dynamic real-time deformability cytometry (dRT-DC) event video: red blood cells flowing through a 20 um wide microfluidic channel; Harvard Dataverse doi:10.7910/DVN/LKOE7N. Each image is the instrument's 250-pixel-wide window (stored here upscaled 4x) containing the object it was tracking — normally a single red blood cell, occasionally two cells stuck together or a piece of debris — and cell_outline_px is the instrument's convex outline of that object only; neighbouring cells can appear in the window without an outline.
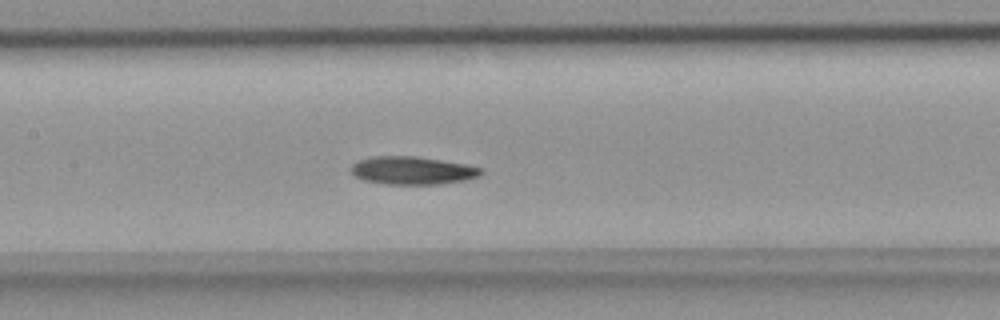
{"species": "common noctule bat (a hibernating species)", "species_latin": "Nyctalus noctula", "temperature_condition": "room temperature", "stored_images_in_passage": 37, "camera_frame_rate_fps": 3000, "um_per_image_px": 0.085, "animal": {"sex": "female", "body_mass_g": 18.4}, "frame": {"image": 1, "passage_image": 13, "time_ms": 4.0, "image_size_px": [1000, 320], "cell_outline_px": [[484, 172], [480, 176], [464, 180], [440, 184], [388, 184], [364, 180], [356, 176], [352, 172], [352, 164], [360, 160], [372, 156], [416, 156], [464, 164], [484, 168]], "centroid_in_image_um": [35.1, 14.49], "position_along_channel_um": 172.3, "area_um2": 21.04}}
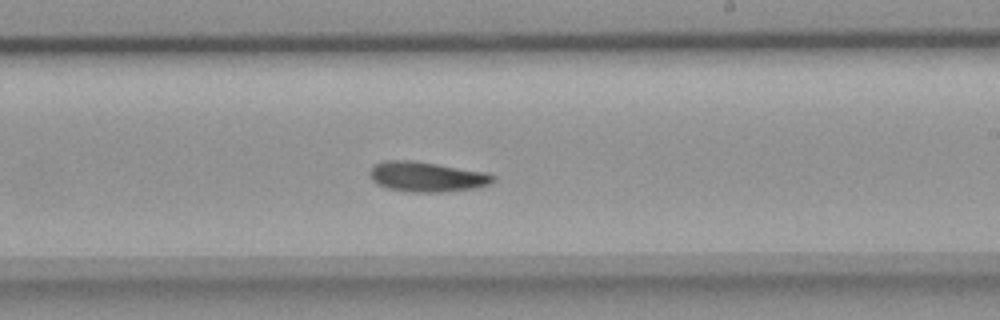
{"frame": {"image": 2, "passage_image": 19, "time_ms": 6.0, "image_size_px": [1000, 320], "cell_outline_px": [[496, 180], [492, 184], [480, 188], [444, 192], [408, 192], [388, 188], [372, 180], [368, 172], [376, 164], [384, 160], [412, 160], [484, 172], [496, 176]], "centroid_in_image_um": [36.33, 15.04], "position_along_channel_um": 252.7, "area_um2": 21.68}}
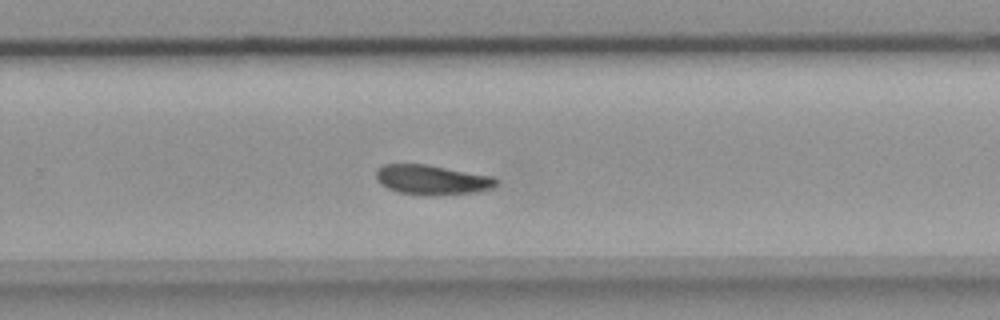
{"frame": {"image": 3, "passage_image": 22, "time_ms": 7.0, "image_size_px": [1000, 320], "cell_outline_px": [[500, 180], [492, 188], [480, 192], [432, 196], [424, 196], [396, 192], [380, 184], [376, 180], [376, 168], [384, 164], [424, 164], [492, 176]], "centroid_in_image_um": [36.7, 15.3], "position_along_channel_um": 293.1, "area_um2": 21.15}}